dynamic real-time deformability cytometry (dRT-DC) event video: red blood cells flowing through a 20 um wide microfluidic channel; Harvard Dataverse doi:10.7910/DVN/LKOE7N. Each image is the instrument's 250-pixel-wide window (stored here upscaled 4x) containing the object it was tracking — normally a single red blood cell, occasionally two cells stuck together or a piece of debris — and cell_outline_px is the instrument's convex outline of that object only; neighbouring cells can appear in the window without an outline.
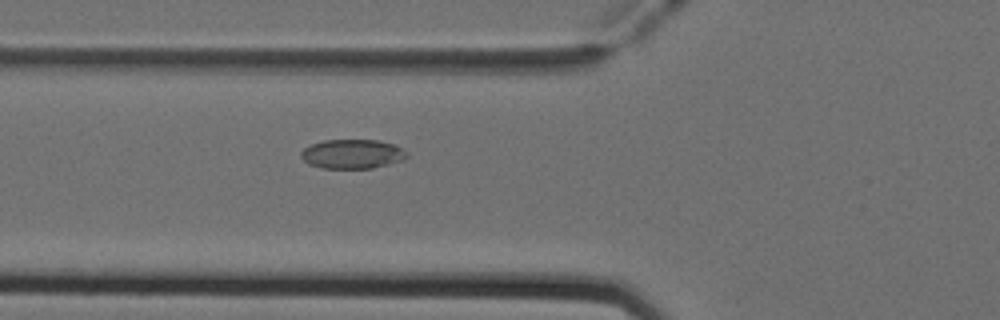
{"species": "Egyptian fruit bat (a non-hibernating species)", "species_latin": "Rousettus aegyptiacus", "temperature_condition": "cold", "stored_images_in_passage": 36, "camera_frame_rate_fps": 3000, "um_per_image_px": 0.085, "animal": {"sex": "female"}, "frame": {"image": 1, "passage_image": 6, "time_ms": 1.667, "image_size_px": [1000, 320], "cell_outline_px": [[408, 156], [404, 160], [372, 168], [320, 168], [308, 164], [300, 156], [300, 152], [304, 148], [312, 144], [324, 140], [380, 140], [392, 144], [408, 152]], "centroid_in_image_um": [29.94, 13.09], "position_along_channel_um": 95.9, "area_um2": 18.09}}
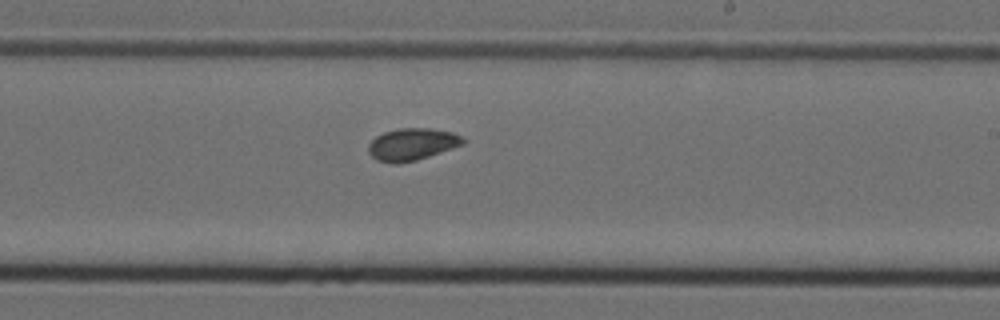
{"frame": {"image": 2, "passage_image": 18, "time_ms": 5.667, "image_size_px": [1000, 320], "cell_outline_px": [[464, 144], [416, 160], [396, 164], [392, 164], [376, 160], [368, 152], [368, 144], [376, 136], [384, 132], [400, 128], [428, 128], [452, 132], [460, 136], [464, 140]], "centroid_in_image_um": [34.98, 12.27], "position_along_channel_um": 254.0, "area_um2": 17.57}}
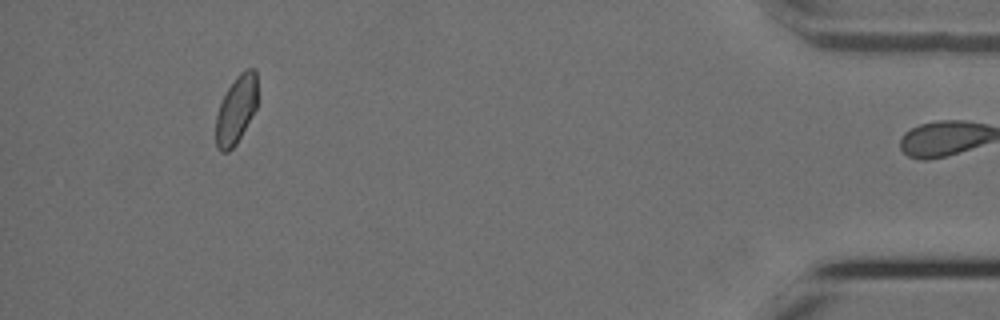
{"frame": {"image": 3, "passage_image": 35, "time_ms": 11.333, "image_size_px": [1000, 320], "cell_outline_px": [[256, 108], [236, 144], [228, 152], [220, 152], [216, 144], [216, 116], [220, 104], [228, 88], [236, 76], [240, 72], [248, 68], [256, 68]], "centroid_in_image_um": [20.07, 9.32], "position_along_channel_um": 415.1, "area_um2": 16.24}, "authors_computed_cell_mechanics": {"area_um2": 17.2533, "velocity_mm_per_s": 3.9513, "shape_relaxation_time_tau1_ms": 7.5238, "shape_relaxation_time_tau2_ms": 3.7118, "deformation_change_tau1": 0.0985, "deformation_change_tau2": 0.063}}